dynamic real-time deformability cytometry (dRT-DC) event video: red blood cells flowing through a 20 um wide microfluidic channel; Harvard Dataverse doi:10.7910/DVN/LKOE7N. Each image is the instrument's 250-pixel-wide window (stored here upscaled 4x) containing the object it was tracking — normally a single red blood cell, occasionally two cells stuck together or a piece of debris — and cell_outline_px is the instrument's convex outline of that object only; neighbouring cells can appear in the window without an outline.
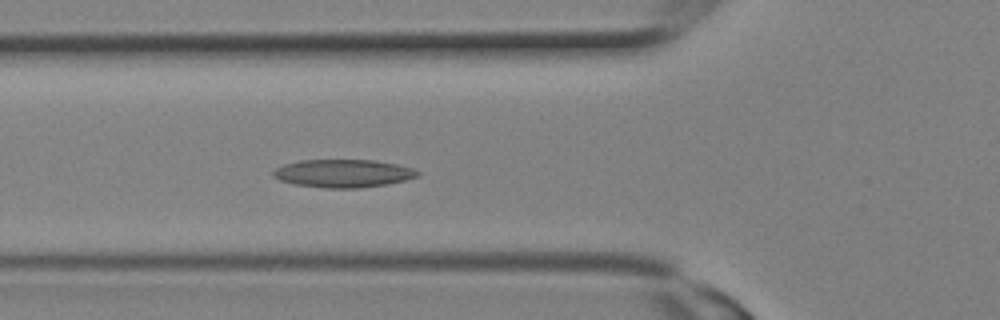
{"species": "Egyptian fruit bat (a non-hibernating species)", "species_latin": "Rousettus aegyptiacus", "temperature_condition": "room temperature", "stored_images_in_passage": 9, "camera_frame_rate_fps": 3000, "um_per_image_px": 0.085, "animal": {"sex": "female"}, "frame": {"image": 1, "passage_image": 9, "time_ms": 2.667, "image_size_px": [1000, 320], "cell_outline_px": [[420, 176], [388, 184], [360, 188], [328, 188], [296, 184], [280, 180], [272, 176], [272, 172], [276, 168], [284, 164], [300, 160], [372, 160], [396, 164], [412, 168], [420, 172]], "centroid_in_image_um": [29.18, 14.74], "position_along_channel_um": 96.6, "area_um2": 23.47}}